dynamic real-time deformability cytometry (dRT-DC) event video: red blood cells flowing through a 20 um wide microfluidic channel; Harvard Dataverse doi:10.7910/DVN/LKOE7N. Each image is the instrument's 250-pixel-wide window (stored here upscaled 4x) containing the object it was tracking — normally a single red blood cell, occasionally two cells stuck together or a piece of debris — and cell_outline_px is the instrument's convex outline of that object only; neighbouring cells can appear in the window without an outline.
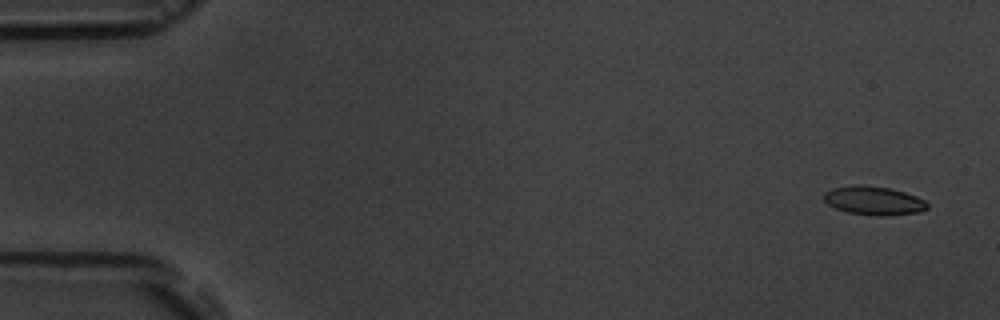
{"species": "common noctule bat (a hibernating species)", "species_latin": "Nyctalus noctula", "temperature_condition": "room temperature", "stored_images_in_passage": 5, "camera_frame_rate_fps": 3000, "um_per_image_px": 0.085, "animal": {"sex": "male", "body_mass_g": 19.5, "forearm_length_mm": 54.6}, "frame": {"image": 1, "passage_image": 1, "time_ms": 0.0, "image_size_px": [1000, 320], "cell_outline_px": [[928, 208], [920, 212], [888, 216], [876, 216], [848, 212], [836, 208], [828, 204], [824, 200], [824, 192], [832, 188], [852, 184], [860, 184], [892, 188], [916, 196], [924, 200], [928, 204]], "centroid_in_image_um": [74.27, 17.04], "position_along_channel_um": 10.7, "area_um2": 17.51}}
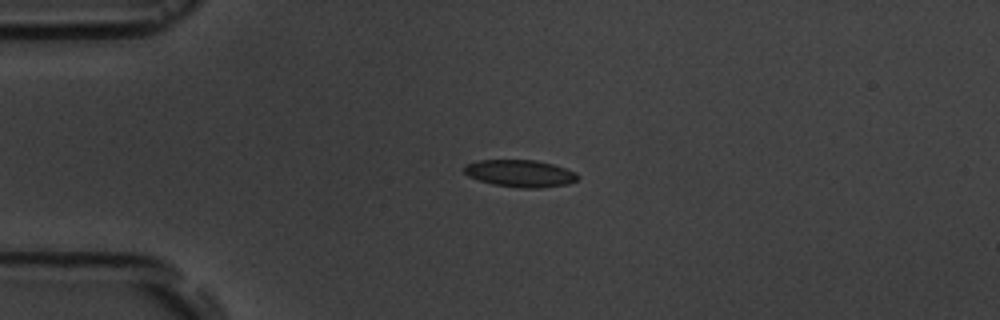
{"frame": {"image": 2, "passage_image": 4, "time_ms": 3.667, "image_size_px": [1000, 320], "cell_outline_px": [[580, 176], [576, 180], [568, 184], [540, 188], [520, 188], [492, 184], [468, 176], [464, 172], [464, 164], [476, 160], [536, 160], [552, 164], [576, 172]], "centroid_in_image_um": [44.2, 14.74], "position_along_channel_um": 40.8, "area_um2": 18.03}}